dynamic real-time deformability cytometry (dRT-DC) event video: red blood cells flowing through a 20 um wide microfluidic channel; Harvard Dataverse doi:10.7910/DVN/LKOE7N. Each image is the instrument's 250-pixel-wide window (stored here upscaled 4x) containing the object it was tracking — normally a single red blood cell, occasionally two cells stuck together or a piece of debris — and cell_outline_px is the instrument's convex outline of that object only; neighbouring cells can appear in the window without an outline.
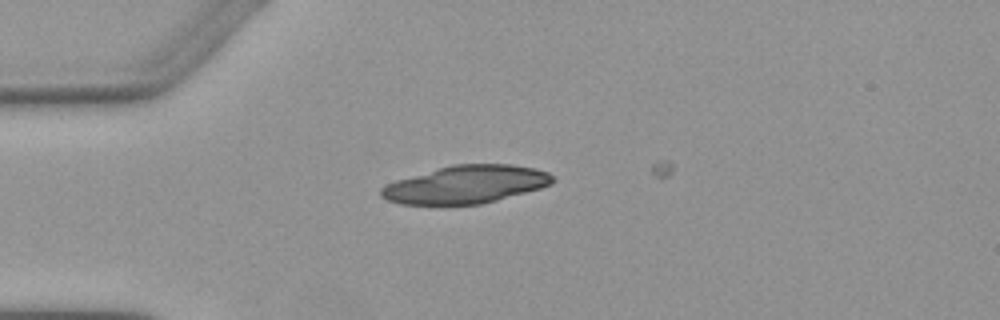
{"species": "Egyptian fruit bat (a non-hibernating species)", "species_latin": "Rousettus aegyptiacus", "temperature_condition": "warm", "stored_images_in_passage": 2, "camera_frame_rate_fps": 3000, "um_per_image_px": 0.085, "animal": {"sex": "female"}, "frame": {"image": 1, "passage_image": 1, "time_ms": 0.0, "image_size_px": [1000, 320], "cell_outline_px": [[556, 180], [552, 184], [540, 188], [496, 200], [480, 204], [400, 204], [388, 200], [380, 196], [380, 188], [396, 180], [452, 164], [512, 164], [536, 168], [548, 172]], "centroid_in_image_um": [39.62, 15.67], "position_along_channel_um": 45.4, "area_um2": 37.63}}